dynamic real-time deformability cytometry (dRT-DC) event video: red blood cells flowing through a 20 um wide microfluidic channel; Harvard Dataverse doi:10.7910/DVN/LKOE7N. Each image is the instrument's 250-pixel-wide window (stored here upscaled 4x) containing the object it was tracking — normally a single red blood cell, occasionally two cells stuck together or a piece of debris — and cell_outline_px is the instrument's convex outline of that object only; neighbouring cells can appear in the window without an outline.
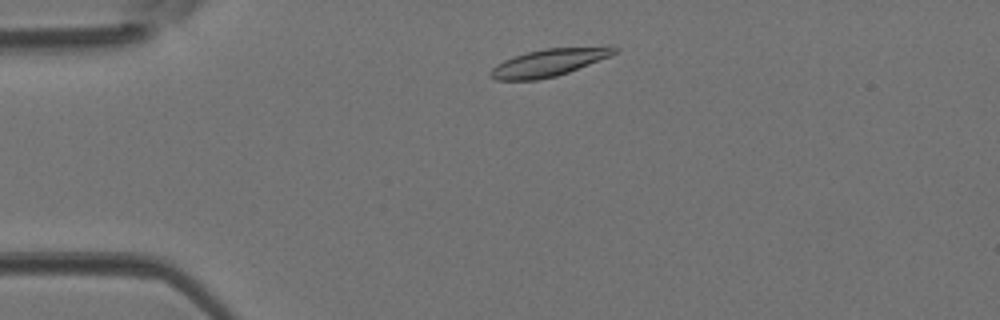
{"species": "Egyptian fruit bat (a non-hibernating species)", "species_latin": "Rousettus aegyptiacus", "temperature_condition": "room temperature", "stored_images_in_passage": 38, "camera_frame_rate_fps": 3000, "um_per_image_px": 0.085, "animal": {"sex": "female"}, "frame": {"image": 1, "passage_image": 4, "time_ms": 1.0, "image_size_px": [1000, 320], "cell_outline_px": [[620, 48], [612, 56], [568, 72], [556, 76], [536, 80], [496, 80], [488, 76], [488, 72], [496, 64], [512, 56], [544, 48]], "centroid_in_image_um": [46.54, 5.35], "position_along_channel_um": 38.5, "area_um2": 19.42}}
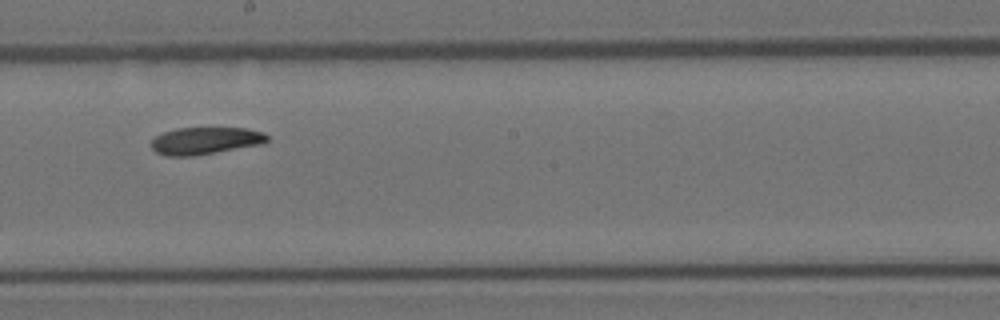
{"frame": {"image": 2, "passage_image": 19, "time_ms": 6.0, "image_size_px": [1000, 320], "cell_outline_px": [[268, 140], [264, 144], [192, 156], [164, 156], [156, 152], [152, 148], [152, 140], [156, 136], [164, 132], [176, 128], [244, 128], [264, 132], [268, 136]], "centroid_in_image_um": [17.47, 11.96], "position_along_channel_um": 230.7, "area_um2": 18.38}}
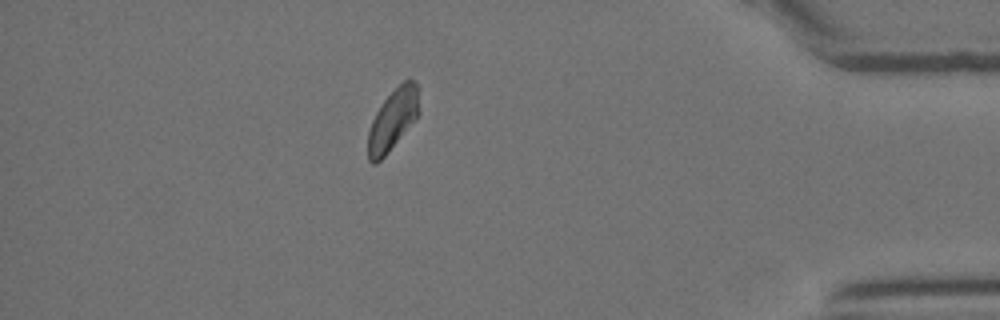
{"frame": {"image": 3, "passage_image": 33, "time_ms": 10.667, "image_size_px": [1000, 320], "cell_outline_px": [[420, 112], [416, 120], [384, 156], [376, 164], [372, 164], [368, 160], [368, 132], [372, 120], [380, 104], [408, 76], [416, 84]], "centroid_in_image_um": [33.39, 10.18], "position_along_channel_um": 401.8, "area_um2": 18.15}}